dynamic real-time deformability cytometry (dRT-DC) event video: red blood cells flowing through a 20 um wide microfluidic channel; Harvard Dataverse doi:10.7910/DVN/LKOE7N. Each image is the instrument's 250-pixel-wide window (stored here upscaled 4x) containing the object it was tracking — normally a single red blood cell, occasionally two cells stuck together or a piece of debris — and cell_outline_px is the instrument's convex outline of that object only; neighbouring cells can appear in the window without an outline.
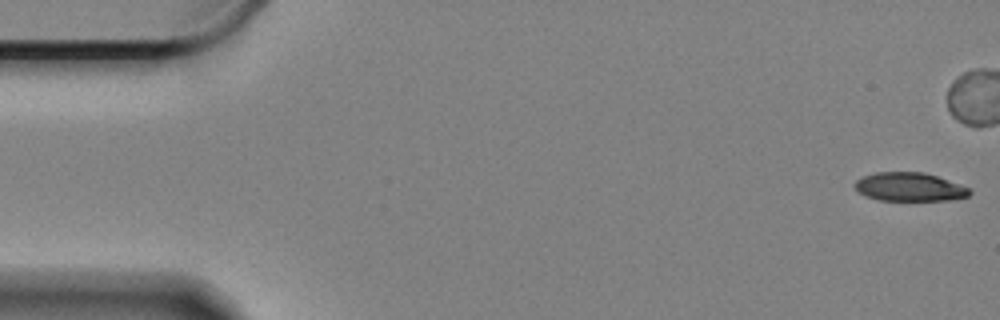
{"species": "Egyptian fruit bat (a non-hibernating species)", "species_latin": "Rousettus aegyptiacus", "temperature_condition": "cold", "stored_images_in_passage": 17, "camera_frame_rate_fps": 3000, "um_per_image_px": 0.085, "animal": {"sex": "female"}, "frame": {"image": 1, "passage_image": 1, "time_ms": 0.0, "image_size_px": [1000, 320], "cell_outline_px": [[972, 192], [968, 196], [948, 200], [880, 200], [868, 196], [860, 192], [852, 184], [856, 180], [864, 176], [876, 172], [924, 172], [936, 176], [968, 188]], "centroid_in_image_um": [77.28, 15.88], "position_along_channel_um": 7.7, "area_um2": 18.79}}